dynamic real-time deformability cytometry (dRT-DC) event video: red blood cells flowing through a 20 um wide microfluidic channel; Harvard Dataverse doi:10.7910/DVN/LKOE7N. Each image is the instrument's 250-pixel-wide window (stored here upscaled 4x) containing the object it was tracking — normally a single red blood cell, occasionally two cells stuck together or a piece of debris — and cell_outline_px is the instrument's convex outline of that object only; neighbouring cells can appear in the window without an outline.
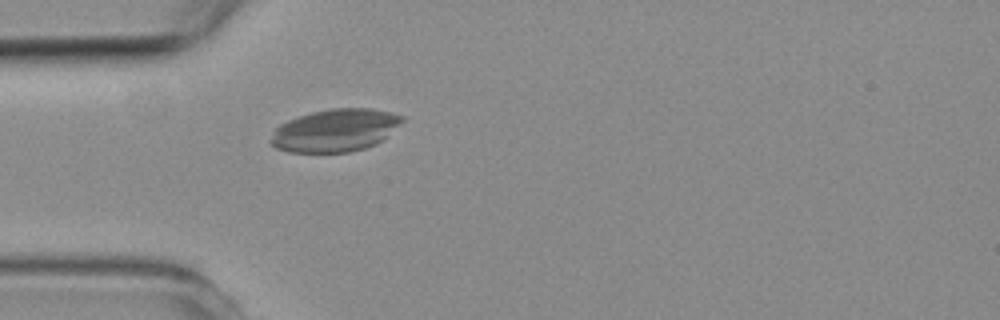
{"species": "common noctule bat (a hibernating species)", "species_latin": "Nyctalus noctula", "temperature_condition": "room temperature", "stored_images_in_passage": 1, "camera_frame_rate_fps": 3000, "um_per_image_px": 0.085, "animal": {"sex": "female", "body_mass_g": 19.3, "forearm_length_mm": 54.1}, "frame": {"image": 1, "passage_image": 1, "time_ms": 0.0, "image_size_px": [1000, 320], "cell_outline_px": [[404, 120], [384, 140], [376, 144], [364, 148], [348, 152], [288, 152], [276, 148], [272, 144], [272, 136], [276, 128], [280, 124], [288, 120], [312, 112], [332, 108], [372, 108], [404, 116]], "centroid_in_image_um": [28.52, 11.08], "position_along_channel_um": 56.5, "area_um2": 32.48}}